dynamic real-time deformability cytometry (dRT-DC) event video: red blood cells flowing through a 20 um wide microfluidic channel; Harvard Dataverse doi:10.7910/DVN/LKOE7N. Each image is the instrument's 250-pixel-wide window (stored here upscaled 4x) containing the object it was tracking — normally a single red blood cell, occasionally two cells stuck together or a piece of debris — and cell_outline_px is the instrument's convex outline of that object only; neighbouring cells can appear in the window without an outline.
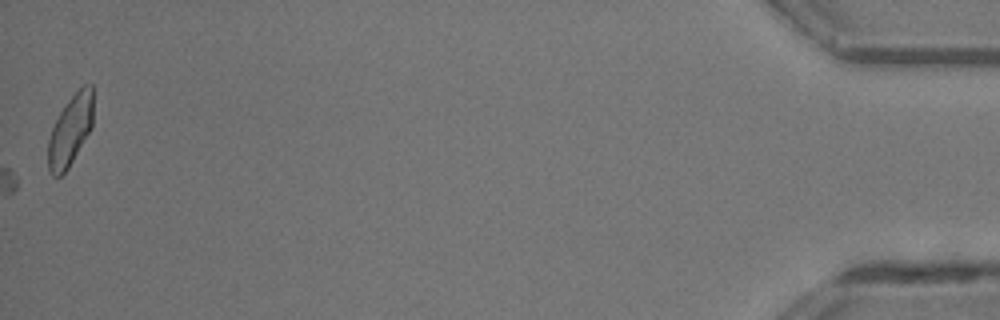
{"species": "common noctule bat (a hibernating species)", "species_latin": "Nyctalus noctula", "temperature_condition": "room temperature", "stored_images_in_passage": 37, "camera_frame_rate_fps": 3000, "um_per_image_px": 0.085, "animal": {"sex": "male", "body_mass_g": 13.3}, "frame": {"image": 1, "passage_image": 37, "time_ms": 12.0, "image_size_px": [1000, 320], "cell_outline_px": [[92, 128], [68, 168], [60, 176], [52, 176], [48, 168], [48, 140], [52, 128], [60, 112], [68, 100], [84, 84], [92, 84]], "centroid_in_image_um": [5.97, 11.1], "position_along_channel_um": 429.2, "area_um2": 18.32}}